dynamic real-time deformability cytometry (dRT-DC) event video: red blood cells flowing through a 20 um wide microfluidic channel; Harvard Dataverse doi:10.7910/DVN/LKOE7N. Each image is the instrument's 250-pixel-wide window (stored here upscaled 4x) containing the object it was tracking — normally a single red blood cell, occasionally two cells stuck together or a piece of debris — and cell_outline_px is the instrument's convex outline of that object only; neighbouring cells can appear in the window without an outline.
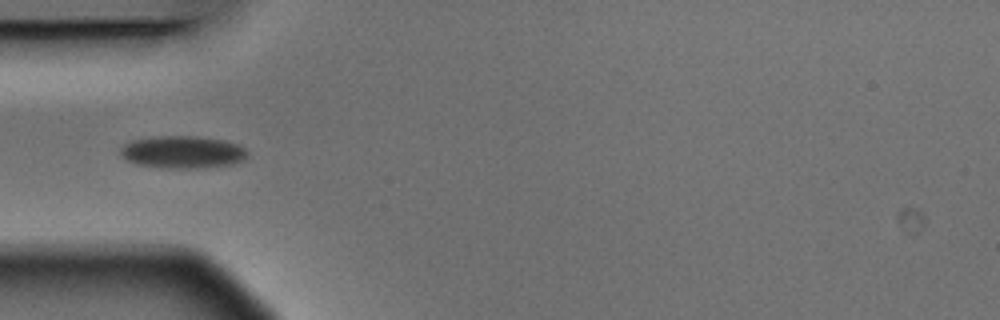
{"species": "Egyptian fruit bat (a non-hibernating species)", "species_latin": "Rousettus aegyptiacus", "temperature_condition": "warm", "stored_images_in_passage": 8, "camera_frame_rate_fps": 3000, "um_per_image_px": 0.085, "animal": {"sex": "male"}, "frame": {"image": 1, "passage_image": 5, "time_ms": 1.333, "image_size_px": [1000, 320], "cell_outline_px": [[248, 152], [244, 160], [232, 164], [196, 168], [168, 168], [136, 164], [120, 156], [120, 148], [124, 144], [132, 140], [160, 136], [196, 136], [224, 140], [236, 144], [244, 148]], "centroid_in_image_um": [15.5, 12.92], "position_along_channel_um": 69.5, "area_um2": 23.87}}
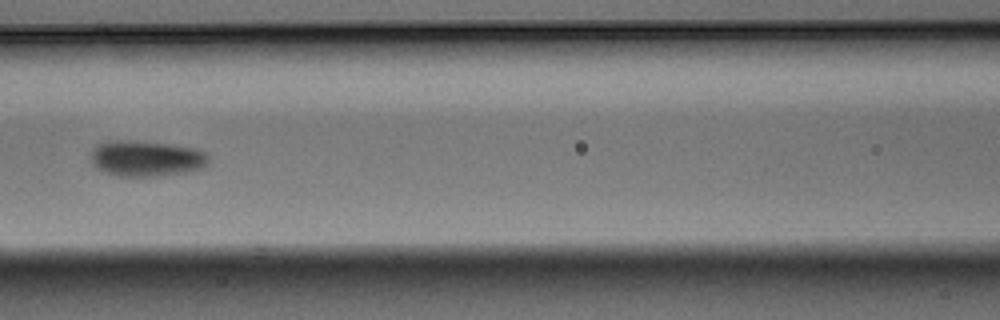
{"frame": {"image": 2, "passage_image": 7, "time_ms": 2.0, "image_size_px": [1000, 320], "cell_outline_px": [[208, 164], [204, 168], [184, 172], [156, 176], [120, 176], [96, 168], [92, 164], [92, 148], [96, 144], [108, 140], [132, 140], [168, 144], [196, 148], [208, 152]], "centroid_in_image_um": [12.45, 13.45], "position_along_channel_um": 154.2, "area_um2": 24.68}}
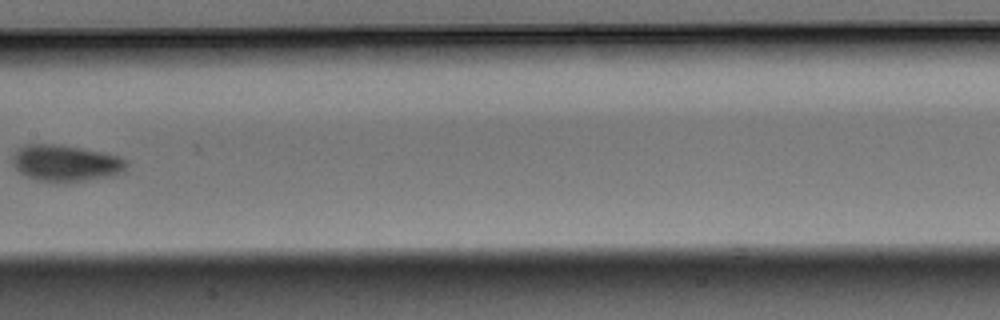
{"frame": {"image": 3, "passage_image": 8, "time_ms": 2.333, "image_size_px": [1000, 320], "cell_outline_px": [[128, 172], [112, 176], [64, 184], [36, 180], [20, 172], [16, 168], [12, 160], [12, 156], [16, 148], [28, 144], [52, 144], [80, 148], [104, 152], [120, 156], [128, 160]], "centroid_in_image_um": [5.65, 13.89], "position_along_channel_um": 201.7, "area_um2": 24.85}}